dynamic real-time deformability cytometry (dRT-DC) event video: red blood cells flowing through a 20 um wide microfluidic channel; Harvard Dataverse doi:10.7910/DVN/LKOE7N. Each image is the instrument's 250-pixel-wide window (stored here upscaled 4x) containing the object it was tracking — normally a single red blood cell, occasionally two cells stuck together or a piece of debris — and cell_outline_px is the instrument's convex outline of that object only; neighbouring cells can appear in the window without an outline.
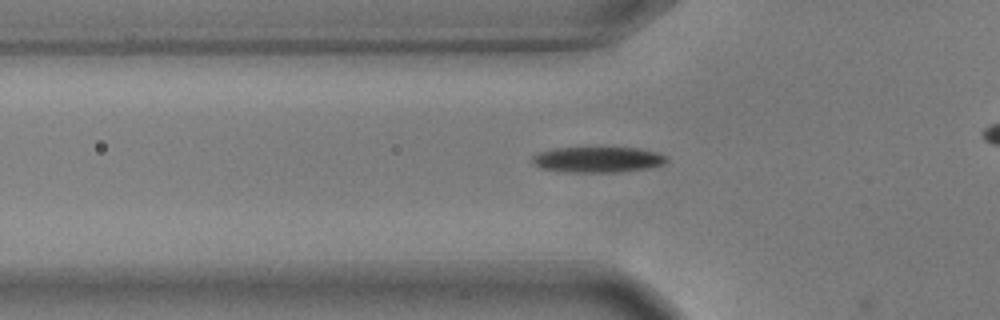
{"species": "common noctule bat (a hibernating species)", "species_latin": "Nyctalus noctula", "temperature_condition": "warm", "stored_images_in_passage": 14, "camera_frame_rate_fps": 3000, "um_per_image_px": 0.085, "animal": {"sex": "male", "body_mass_g": 17.9, "forearm_length_mm": 54.2}, "frame": {"image": 1, "passage_image": 13, "time_ms": 4.0, "image_size_px": [1000, 320], "cell_outline_px": [[668, 160], [664, 164], [644, 168], [616, 172], [572, 172], [540, 168], [532, 164], [532, 156], [540, 152], [552, 148], [640, 148], [656, 152], [668, 156]], "centroid_in_image_um": [50.8, 13.56], "position_along_channel_um": 75.0, "area_um2": 19.94}}